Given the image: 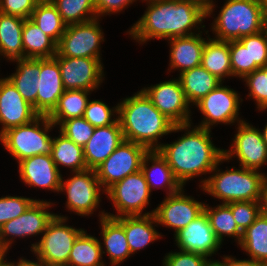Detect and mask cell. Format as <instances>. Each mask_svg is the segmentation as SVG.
I'll return each mask as SVG.
<instances>
[{"label": "cell", "mask_w": 267, "mask_h": 266, "mask_svg": "<svg viewBox=\"0 0 267 266\" xmlns=\"http://www.w3.org/2000/svg\"><path fill=\"white\" fill-rule=\"evenodd\" d=\"M147 10L128 31L142 43L150 39H171L196 34L192 32L207 17V5L200 0H144ZM200 24V25H199ZM198 25V26H197Z\"/></svg>", "instance_id": "cell-1"}, {"label": "cell", "mask_w": 267, "mask_h": 266, "mask_svg": "<svg viewBox=\"0 0 267 266\" xmlns=\"http://www.w3.org/2000/svg\"><path fill=\"white\" fill-rule=\"evenodd\" d=\"M191 126L174 125L171 132L184 130L185 134L171 144L162 143L158 149L183 187L191 178L212 172L224 157V149L212 143L210 129Z\"/></svg>", "instance_id": "cell-2"}, {"label": "cell", "mask_w": 267, "mask_h": 266, "mask_svg": "<svg viewBox=\"0 0 267 266\" xmlns=\"http://www.w3.org/2000/svg\"><path fill=\"white\" fill-rule=\"evenodd\" d=\"M118 121L124 140L158 150V140L171 133L174 123L163 115L140 90L118 104Z\"/></svg>", "instance_id": "cell-3"}, {"label": "cell", "mask_w": 267, "mask_h": 266, "mask_svg": "<svg viewBox=\"0 0 267 266\" xmlns=\"http://www.w3.org/2000/svg\"><path fill=\"white\" fill-rule=\"evenodd\" d=\"M225 162L223 157L212 170L211 176L199 185L204 192L220 199L222 204L236 201H260L263 185L266 181L264 173L244 167L230 168L220 171L219 163Z\"/></svg>", "instance_id": "cell-4"}, {"label": "cell", "mask_w": 267, "mask_h": 266, "mask_svg": "<svg viewBox=\"0 0 267 266\" xmlns=\"http://www.w3.org/2000/svg\"><path fill=\"white\" fill-rule=\"evenodd\" d=\"M266 21L267 8L258 0H226L211 25L213 39L239 40L264 30Z\"/></svg>", "instance_id": "cell-5"}, {"label": "cell", "mask_w": 267, "mask_h": 266, "mask_svg": "<svg viewBox=\"0 0 267 266\" xmlns=\"http://www.w3.org/2000/svg\"><path fill=\"white\" fill-rule=\"evenodd\" d=\"M53 127L55 124L48 115H39L28 124L3 132L0 142L17 162L35 155L51 154L53 138L48 133Z\"/></svg>", "instance_id": "cell-6"}, {"label": "cell", "mask_w": 267, "mask_h": 266, "mask_svg": "<svg viewBox=\"0 0 267 266\" xmlns=\"http://www.w3.org/2000/svg\"><path fill=\"white\" fill-rule=\"evenodd\" d=\"M67 219L55 214L40 241L31 244V252L48 266H67L73 243L84 230L66 225Z\"/></svg>", "instance_id": "cell-7"}, {"label": "cell", "mask_w": 267, "mask_h": 266, "mask_svg": "<svg viewBox=\"0 0 267 266\" xmlns=\"http://www.w3.org/2000/svg\"><path fill=\"white\" fill-rule=\"evenodd\" d=\"M105 193L118 212L117 215L106 212L108 217L118 218L121 216L149 215L154 213V210L144 214L142 212L149 204L151 191L141 170L115 183Z\"/></svg>", "instance_id": "cell-8"}, {"label": "cell", "mask_w": 267, "mask_h": 266, "mask_svg": "<svg viewBox=\"0 0 267 266\" xmlns=\"http://www.w3.org/2000/svg\"><path fill=\"white\" fill-rule=\"evenodd\" d=\"M148 151L140 144L123 140L113 153L95 169L104 192L126 176L140 171L143 158Z\"/></svg>", "instance_id": "cell-9"}, {"label": "cell", "mask_w": 267, "mask_h": 266, "mask_svg": "<svg viewBox=\"0 0 267 266\" xmlns=\"http://www.w3.org/2000/svg\"><path fill=\"white\" fill-rule=\"evenodd\" d=\"M73 177L63 181L61 178L59 192H66V208L79 216L93 214L100 203V192L103 188L97 178L95 170L73 172ZM64 190V191H63Z\"/></svg>", "instance_id": "cell-10"}, {"label": "cell", "mask_w": 267, "mask_h": 266, "mask_svg": "<svg viewBox=\"0 0 267 266\" xmlns=\"http://www.w3.org/2000/svg\"><path fill=\"white\" fill-rule=\"evenodd\" d=\"M99 18L69 24L57 44V53L63 57L101 58L100 45L104 41Z\"/></svg>", "instance_id": "cell-11"}, {"label": "cell", "mask_w": 267, "mask_h": 266, "mask_svg": "<svg viewBox=\"0 0 267 266\" xmlns=\"http://www.w3.org/2000/svg\"><path fill=\"white\" fill-rule=\"evenodd\" d=\"M51 205L53 204L46 200L35 199L23 214L4 223L0 227V252H8L13 243V237L24 238L43 234L48 222L55 215L47 211Z\"/></svg>", "instance_id": "cell-12"}, {"label": "cell", "mask_w": 267, "mask_h": 266, "mask_svg": "<svg viewBox=\"0 0 267 266\" xmlns=\"http://www.w3.org/2000/svg\"><path fill=\"white\" fill-rule=\"evenodd\" d=\"M239 95L234 89L223 86L221 82L195 104L204 116L198 127L211 130L214 124L233 125L236 121H244L238 117L240 102L243 101Z\"/></svg>", "instance_id": "cell-13"}, {"label": "cell", "mask_w": 267, "mask_h": 266, "mask_svg": "<svg viewBox=\"0 0 267 266\" xmlns=\"http://www.w3.org/2000/svg\"><path fill=\"white\" fill-rule=\"evenodd\" d=\"M53 57L58 61L65 90L94 91L101 85L104 79L102 58L63 57L58 53Z\"/></svg>", "instance_id": "cell-14"}, {"label": "cell", "mask_w": 267, "mask_h": 266, "mask_svg": "<svg viewBox=\"0 0 267 266\" xmlns=\"http://www.w3.org/2000/svg\"><path fill=\"white\" fill-rule=\"evenodd\" d=\"M152 104L175 125L189 124L191 120L188 103L179 79H170L141 89Z\"/></svg>", "instance_id": "cell-15"}, {"label": "cell", "mask_w": 267, "mask_h": 266, "mask_svg": "<svg viewBox=\"0 0 267 266\" xmlns=\"http://www.w3.org/2000/svg\"><path fill=\"white\" fill-rule=\"evenodd\" d=\"M237 125V134L231 148L224 150L225 161L236 156L240 161L239 166L259 171L267 163V145L263 141L262 133L245 120Z\"/></svg>", "instance_id": "cell-16"}, {"label": "cell", "mask_w": 267, "mask_h": 266, "mask_svg": "<svg viewBox=\"0 0 267 266\" xmlns=\"http://www.w3.org/2000/svg\"><path fill=\"white\" fill-rule=\"evenodd\" d=\"M183 188L166 198L154 209L156 225L173 228L174 235L204 212L205 203L184 195Z\"/></svg>", "instance_id": "cell-17"}, {"label": "cell", "mask_w": 267, "mask_h": 266, "mask_svg": "<svg viewBox=\"0 0 267 266\" xmlns=\"http://www.w3.org/2000/svg\"><path fill=\"white\" fill-rule=\"evenodd\" d=\"M174 236L179 250L197 253L206 258L216 254L222 244L214 233L205 212Z\"/></svg>", "instance_id": "cell-18"}, {"label": "cell", "mask_w": 267, "mask_h": 266, "mask_svg": "<svg viewBox=\"0 0 267 266\" xmlns=\"http://www.w3.org/2000/svg\"><path fill=\"white\" fill-rule=\"evenodd\" d=\"M38 116L13 83L7 77L0 78V135L10 128L28 124Z\"/></svg>", "instance_id": "cell-19"}, {"label": "cell", "mask_w": 267, "mask_h": 266, "mask_svg": "<svg viewBox=\"0 0 267 266\" xmlns=\"http://www.w3.org/2000/svg\"><path fill=\"white\" fill-rule=\"evenodd\" d=\"M19 177L29 187H39L59 192L62 174L51 154L35 155L18 162Z\"/></svg>", "instance_id": "cell-20"}, {"label": "cell", "mask_w": 267, "mask_h": 266, "mask_svg": "<svg viewBox=\"0 0 267 266\" xmlns=\"http://www.w3.org/2000/svg\"><path fill=\"white\" fill-rule=\"evenodd\" d=\"M64 91L58 61L54 57L40 59L36 112L39 115H49Z\"/></svg>", "instance_id": "cell-21"}, {"label": "cell", "mask_w": 267, "mask_h": 266, "mask_svg": "<svg viewBox=\"0 0 267 266\" xmlns=\"http://www.w3.org/2000/svg\"><path fill=\"white\" fill-rule=\"evenodd\" d=\"M124 140L119 121L95 127L93 135L83 147L87 169L95 170Z\"/></svg>", "instance_id": "cell-22"}, {"label": "cell", "mask_w": 267, "mask_h": 266, "mask_svg": "<svg viewBox=\"0 0 267 266\" xmlns=\"http://www.w3.org/2000/svg\"><path fill=\"white\" fill-rule=\"evenodd\" d=\"M200 32V33H199ZM202 31L198 33L171 38L170 41V69L179 70L180 73L201 65L202 53L206 38H202Z\"/></svg>", "instance_id": "cell-23"}, {"label": "cell", "mask_w": 267, "mask_h": 266, "mask_svg": "<svg viewBox=\"0 0 267 266\" xmlns=\"http://www.w3.org/2000/svg\"><path fill=\"white\" fill-rule=\"evenodd\" d=\"M151 163V166L148 163ZM141 171L150 191L156 188H167V195L179 192L183 186L175 178L167 160L160 154L158 150L148 151L144 156Z\"/></svg>", "instance_id": "cell-24"}, {"label": "cell", "mask_w": 267, "mask_h": 266, "mask_svg": "<svg viewBox=\"0 0 267 266\" xmlns=\"http://www.w3.org/2000/svg\"><path fill=\"white\" fill-rule=\"evenodd\" d=\"M115 219L124 227L131 254L162 237L154 228L153 224L157 222L153 214L121 216Z\"/></svg>", "instance_id": "cell-25"}, {"label": "cell", "mask_w": 267, "mask_h": 266, "mask_svg": "<svg viewBox=\"0 0 267 266\" xmlns=\"http://www.w3.org/2000/svg\"><path fill=\"white\" fill-rule=\"evenodd\" d=\"M99 216L102 229L100 234L106 249L102 253H108L111 266H117L131 255L124 227L115 218L106 216L104 210Z\"/></svg>", "instance_id": "cell-26"}, {"label": "cell", "mask_w": 267, "mask_h": 266, "mask_svg": "<svg viewBox=\"0 0 267 266\" xmlns=\"http://www.w3.org/2000/svg\"><path fill=\"white\" fill-rule=\"evenodd\" d=\"M12 62H17L16 72L7 78L13 83L24 100L32 105L36 111L40 59L20 58L14 59Z\"/></svg>", "instance_id": "cell-27"}, {"label": "cell", "mask_w": 267, "mask_h": 266, "mask_svg": "<svg viewBox=\"0 0 267 266\" xmlns=\"http://www.w3.org/2000/svg\"><path fill=\"white\" fill-rule=\"evenodd\" d=\"M178 79L191 105H195L222 82L201 65L180 73Z\"/></svg>", "instance_id": "cell-28"}, {"label": "cell", "mask_w": 267, "mask_h": 266, "mask_svg": "<svg viewBox=\"0 0 267 266\" xmlns=\"http://www.w3.org/2000/svg\"><path fill=\"white\" fill-rule=\"evenodd\" d=\"M24 20L0 13V55L9 61L24 58L22 30Z\"/></svg>", "instance_id": "cell-29"}, {"label": "cell", "mask_w": 267, "mask_h": 266, "mask_svg": "<svg viewBox=\"0 0 267 266\" xmlns=\"http://www.w3.org/2000/svg\"><path fill=\"white\" fill-rule=\"evenodd\" d=\"M201 66L222 82L228 76L233 77L230 62V41H219L209 37L203 49Z\"/></svg>", "instance_id": "cell-30"}, {"label": "cell", "mask_w": 267, "mask_h": 266, "mask_svg": "<svg viewBox=\"0 0 267 266\" xmlns=\"http://www.w3.org/2000/svg\"><path fill=\"white\" fill-rule=\"evenodd\" d=\"M22 43L24 58H52L57 53V44L30 18L24 20Z\"/></svg>", "instance_id": "cell-31"}, {"label": "cell", "mask_w": 267, "mask_h": 266, "mask_svg": "<svg viewBox=\"0 0 267 266\" xmlns=\"http://www.w3.org/2000/svg\"><path fill=\"white\" fill-rule=\"evenodd\" d=\"M101 241L83 230L73 243L67 266H106Z\"/></svg>", "instance_id": "cell-32"}, {"label": "cell", "mask_w": 267, "mask_h": 266, "mask_svg": "<svg viewBox=\"0 0 267 266\" xmlns=\"http://www.w3.org/2000/svg\"><path fill=\"white\" fill-rule=\"evenodd\" d=\"M90 93L91 91L82 89L65 90L57 106L48 115L49 119L55 126H60L65 120L83 117Z\"/></svg>", "instance_id": "cell-33"}, {"label": "cell", "mask_w": 267, "mask_h": 266, "mask_svg": "<svg viewBox=\"0 0 267 266\" xmlns=\"http://www.w3.org/2000/svg\"><path fill=\"white\" fill-rule=\"evenodd\" d=\"M51 156L59 171V165L70 168L72 173L87 170L83 147L61 132L58 137L53 138Z\"/></svg>", "instance_id": "cell-34"}, {"label": "cell", "mask_w": 267, "mask_h": 266, "mask_svg": "<svg viewBox=\"0 0 267 266\" xmlns=\"http://www.w3.org/2000/svg\"><path fill=\"white\" fill-rule=\"evenodd\" d=\"M251 259L267 265V218L262 214L242 233L238 243Z\"/></svg>", "instance_id": "cell-35"}, {"label": "cell", "mask_w": 267, "mask_h": 266, "mask_svg": "<svg viewBox=\"0 0 267 266\" xmlns=\"http://www.w3.org/2000/svg\"><path fill=\"white\" fill-rule=\"evenodd\" d=\"M30 19L56 44L59 43L67 27L51 1H38Z\"/></svg>", "instance_id": "cell-36"}, {"label": "cell", "mask_w": 267, "mask_h": 266, "mask_svg": "<svg viewBox=\"0 0 267 266\" xmlns=\"http://www.w3.org/2000/svg\"><path fill=\"white\" fill-rule=\"evenodd\" d=\"M204 212L221 243L225 236L236 238L237 243L241 241L243 232L238 228L228 204H220L214 208L205 204Z\"/></svg>", "instance_id": "cell-37"}, {"label": "cell", "mask_w": 267, "mask_h": 266, "mask_svg": "<svg viewBox=\"0 0 267 266\" xmlns=\"http://www.w3.org/2000/svg\"><path fill=\"white\" fill-rule=\"evenodd\" d=\"M51 2L67 25L97 18L95 0H51Z\"/></svg>", "instance_id": "cell-38"}, {"label": "cell", "mask_w": 267, "mask_h": 266, "mask_svg": "<svg viewBox=\"0 0 267 266\" xmlns=\"http://www.w3.org/2000/svg\"><path fill=\"white\" fill-rule=\"evenodd\" d=\"M230 62L233 77L241 79L259 69L256 64H250L249 36L230 41Z\"/></svg>", "instance_id": "cell-39"}, {"label": "cell", "mask_w": 267, "mask_h": 266, "mask_svg": "<svg viewBox=\"0 0 267 266\" xmlns=\"http://www.w3.org/2000/svg\"><path fill=\"white\" fill-rule=\"evenodd\" d=\"M243 80L249 88V97L256 101L258 110L267 109V64L247 74Z\"/></svg>", "instance_id": "cell-40"}, {"label": "cell", "mask_w": 267, "mask_h": 266, "mask_svg": "<svg viewBox=\"0 0 267 266\" xmlns=\"http://www.w3.org/2000/svg\"><path fill=\"white\" fill-rule=\"evenodd\" d=\"M114 113L118 115V105L111 109L100 100H92L88 101L83 117L93 127H103L114 124L118 120V116L115 119L112 118L113 116L115 117Z\"/></svg>", "instance_id": "cell-41"}, {"label": "cell", "mask_w": 267, "mask_h": 266, "mask_svg": "<svg viewBox=\"0 0 267 266\" xmlns=\"http://www.w3.org/2000/svg\"><path fill=\"white\" fill-rule=\"evenodd\" d=\"M59 127V132L81 147L85 146L95 129L84 117L65 120Z\"/></svg>", "instance_id": "cell-42"}, {"label": "cell", "mask_w": 267, "mask_h": 266, "mask_svg": "<svg viewBox=\"0 0 267 266\" xmlns=\"http://www.w3.org/2000/svg\"><path fill=\"white\" fill-rule=\"evenodd\" d=\"M232 215L238 228L244 232L261 214L260 201L230 202Z\"/></svg>", "instance_id": "cell-43"}, {"label": "cell", "mask_w": 267, "mask_h": 266, "mask_svg": "<svg viewBox=\"0 0 267 266\" xmlns=\"http://www.w3.org/2000/svg\"><path fill=\"white\" fill-rule=\"evenodd\" d=\"M34 201L21 196L0 197V227L23 214Z\"/></svg>", "instance_id": "cell-44"}, {"label": "cell", "mask_w": 267, "mask_h": 266, "mask_svg": "<svg viewBox=\"0 0 267 266\" xmlns=\"http://www.w3.org/2000/svg\"><path fill=\"white\" fill-rule=\"evenodd\" d=\"M250 64L259 68L267 64V31L266 28L259 33L249 35Z\"/></svg>", "instance_id": "cell-45"}, {"label": "cell", "mask_w": 267, "mask_h": 266, "mask_svg": "<svg viewBox=\"0 0 267 266\" xmlns=\"http://www.w3.org/2000/svg\"><path fill=\"white\" fill-rule=\"evenodd\" d=\"M210 259L203 255L180 250L169 252L163 259V266H205Z\"/></svg>", "instance_id": "cell-46"}, {"label": "cell", "mask_w": 267, "mask_h": 266, "mask_svg": "<svg viewBox=\"0 0 267 266\" xmlns=\"http://www.w3.org/2000/svg\"><path fill=\"white\" fill-rule=\"evenodd\" d=\"M37 2L38 0H0V13L27 19L31 17Z\"/></svg>", "instance_id": "cell-47"}, {"label": "cell", "mask_w": 267, "mask_h": 266, "mask_svg": "<svg viewBox=\"0 0 267 266\" xmlns=\"http://www.w3.org/2000/svg\"><path fill=\"white\" fill-rule=\"evenodd\" d=\"M136 0H95L97 17L119 13Z\"/></svg>", "instance_id": "cell-48"}, {"label": "cell", "mask_w": 267, "mask_h": 266, "mask_svg": "<svg viewBox=\"0 0 267 266\" xmlns=\"http://www.w3.org/2000/svg\"><path fill=\"white\" fill-rule=\"evenodd\" d=\"M223 266H266V264L254 259L237 260L235 257L224 256L222 261H219Z\"/></svg>", "instance_id": "cell-49"}, {"label": "cell", "mask_w": 267, "mask_h": 266, "mask_svg": "<svg viewBox=\"0 0 267 266\" xmlns=\"http://www.w3.org/2000/svg\"><path fill=\"white\" fill-rule=\"evenodd\" d=\"M261 214L267 218V181H265L261 193Z\"/></svg>", "instance_id": "cell-50"}, {"label": "cell", "mask_w": 267, "mask_h": 266, "mask_svg": "<svg viewBox=\"0 0 267 266\" xmlns=\"http://www.w3.org/2000/svg\"><path fill=\"white\" fill-rule=\"evenodd\" d=\"M36 258H37V262L21 258L19 259L18 262L13 263V265L14 266H48L43 260H40L38 257Z\"/></svg>", "instance_id": "cell-51"}, {"label": "cell", "mask_w": 267, "mask_h": 266, "mask_svg": "<svg viewBox=\"0 0 267 266\" xmlns=\"http://www.w3.org/2000/svg\"><path fill=\"white\" fill-rule=\"evenodd\" d=\"M6 254L7 253L0 252V266H14L13 262H7V259L4 260V258H6Z\"/></svg>", "instance_id": "cell-52"}, {"label": "cell", "mask_w": 267, "mask_h": 266, "mask_svg": "<svg viewBox=\"0 0 267 266\" xmlns=\"http://www.w3.org/2000/svg\"><path fill=\"white\" fill-rule=\"evenodd\" d=\"M214 6L213 0L207 4V17L213 13Z\"/></svg>", "instance_id": "cell-53"}, {"label": "cell", "mask_w": 267, "mask_h": 266, "mask_svg": "<svg viewBox=\"0 0 267 266\" xmlns=\"http://www.w3.org/2000/svg\"><path fill=\"white\" fill-rule=\"evenodd\" d=\"M205 266H223L219 261L211 259L207 262Z\"/></svg>", "instance_id": "cell-54"}, {"label": "cell", "mask_w": 267, "mask_h": 266, "mask_svg": "<svg viewBox=\"0 0 267 266\" xmlns=\"http://www.w3.org/2000/svg\"><path fill=\"white\" fill-rule=\"evenodd\" d=\"M262 130H263V132H262ZM262 130H261V133H262L263 141L267 145V124H266L265 128Z\"/></svg>", "instance_id": "cell-55"}, {"label": "cell", "mask_w": 267, "mask_h": 266, "mask_svg": "<svg viewBox=\"0 0 267 266\" xmlns=\"http://www.w3.org/2000/svg\"><path fill=\"white\" fill-rule=\"evenodd\" d=\"M258 1L267 8V0H258Z\"/></svg>", "instance_id": "cell-56"}, {"label": "cell", "mask_w": 267, "mask_h": 266, "mask_svg": "<svg viewBox=\"0 0 267 266\" xmlns=\"http://www.w3.org/2000/svg\"><path fill=\"white\" fill-rule=\"evenodd\" d=\"M200 1H203L206 5L211 2L212 0H200Z\"/></svg>", "instance_id": "cell-57"}]
</instances>
